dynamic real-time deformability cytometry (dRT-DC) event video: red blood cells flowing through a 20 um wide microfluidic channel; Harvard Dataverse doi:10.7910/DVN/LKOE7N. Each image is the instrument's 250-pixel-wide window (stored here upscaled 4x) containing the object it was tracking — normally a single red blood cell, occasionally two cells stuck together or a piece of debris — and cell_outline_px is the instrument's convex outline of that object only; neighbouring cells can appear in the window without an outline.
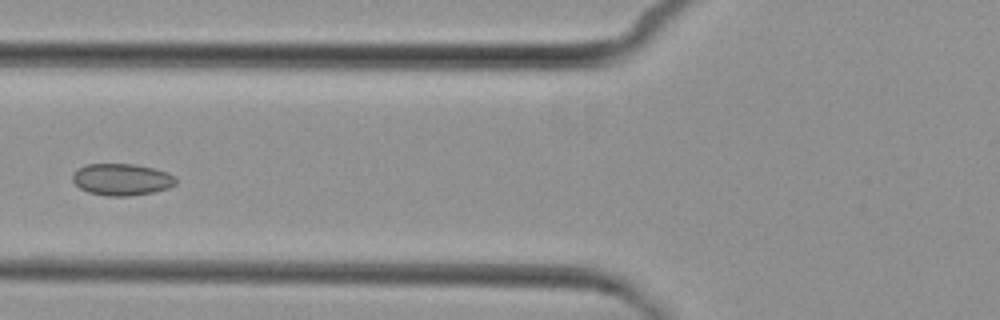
{"species": "common noctule bat (a hibernating species)", "species_latin": "Nyctalus noctula", "temperature_condition": "cold", "stored_images_in_passage": 6, "camera_frame_rate_fps": 3000, "um_per_image_px": 0.085, "animal": {"sex": "female", "body_mass_g": 29.2, "forearm_length_mm": 56.3}, "frame": {"image": 1, "passage_image": 5, "time_ms": 6.0, "image_size_px": [1000, 320], "cell_outline_px": [[176, 184], [168, 188], [152, 192], [128, 196], [108, 196], [88, 192], [80, 188], [72, 180], [72, 172], [84, 164], [132, 164], [156, 168], [168, 172], [176, 176]], "centroid_in_image_um": [10.35, 15.24], "position_along_channel_um": 115.5, "area_um2": 19.31}}
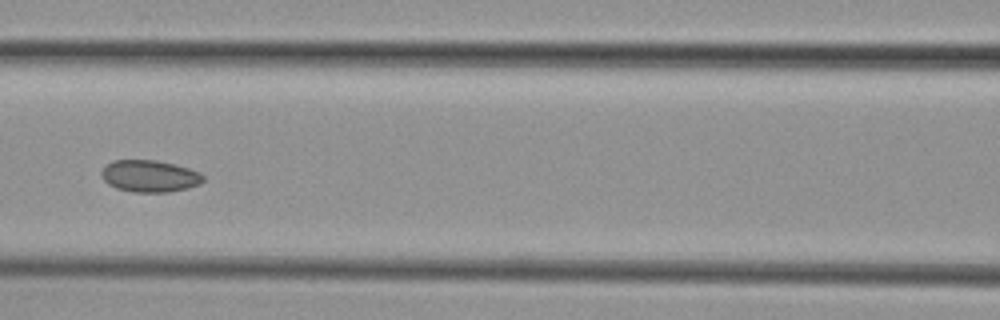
{"frame": {"image": 2, "passage_image": 6, "time_ms": 7.0, "image_size_px": [1000, 320], "cell_outline_px": [[204, 180], [200, 184], [188, 188], [168, 192], [132, 192], [116, 188], [108, 184], [100, 176], [100, 172], [112, 160], [156, 160], [176, 164], [200, 172], [204, 176]], "centroid_in_image_um": [12.73, 14.97], "position_along_channel_um": 153.9, "area_um2": 19.07}}